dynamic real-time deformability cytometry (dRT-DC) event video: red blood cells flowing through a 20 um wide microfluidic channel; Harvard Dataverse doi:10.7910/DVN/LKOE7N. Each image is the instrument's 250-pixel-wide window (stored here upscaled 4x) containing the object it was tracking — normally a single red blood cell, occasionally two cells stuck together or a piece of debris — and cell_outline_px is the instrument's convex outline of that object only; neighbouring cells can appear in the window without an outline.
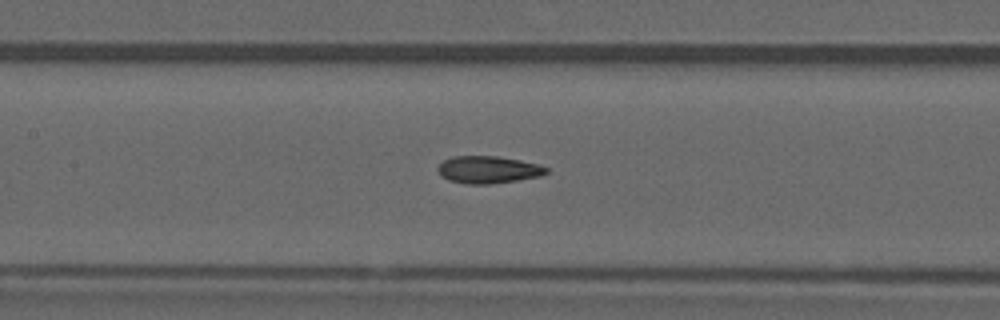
{"species": "common noctule bat (a hibernating species)", "species_latin": "Nyctalus noctula", "temperature_condition": "warm", "stored_images_in_passage": 45, "camera_frame_rate_fps": 3000, "um_per_image_px": 0.085, "animal": {"sex": "male", "forearm_length_mm": 52.5}, "frame": {"image": 1, "passage_image": 20, "time_ms": 6.333, "image_size_px": [1000, 320], "cell_outline_px": [[548, 172], [540, 176], [492, 184], [468, 184], [448, 180], [440, 176], [436, 168], [444, 160], [452, 156], [496, 156], [520, 160], [540, 164], [548, 168]], "centroid_in_image_um": [41.48, 14.42], "position_along_channel_um": 165.9, "area_um2": 17.34}, "authors_computed_cell_mechanics": {"area_um2": 17.34, "velocity_mm_per_s": 4.0148, "shape_relaxation_time_tau1_ms": null, "shape_relaxation_time_tau2_ms": 2.1915, "deformation_change_tau1": null, "deformation_change_tau2": 0.0974}}